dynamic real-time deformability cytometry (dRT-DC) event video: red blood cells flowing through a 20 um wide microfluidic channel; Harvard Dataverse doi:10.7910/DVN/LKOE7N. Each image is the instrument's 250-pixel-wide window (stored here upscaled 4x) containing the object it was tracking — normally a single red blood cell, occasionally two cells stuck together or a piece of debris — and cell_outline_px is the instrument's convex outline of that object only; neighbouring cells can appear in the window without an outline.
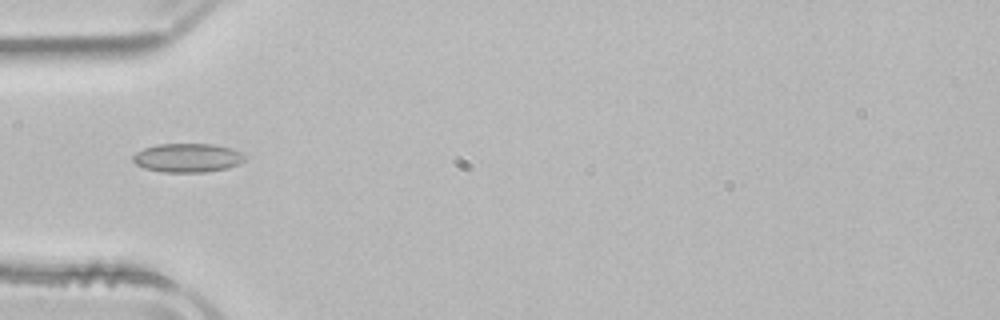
{"species": "common noctule bat (a hibernating species)", "species_latin": "Nyctalus noctula", "temperature_condition": "room temperature", "stored_images_in_passage": 52, "camera_frame_rate_fps": 3000, "um_per_image_px": 0.085, "animal": {"sex": "male", "body_mass_g": 21.5, "forearm_length_mm": 52.0}, "frame": {"image": 1, "passage_image": 17, "time_ms": 5.333, "image_size_px": [1000, 320], "cell_outline_px": [[248, 156], [240, 164], [228, 168], [204, 172], [164, 172], [144, 168], [136, 164], [132, 160], [132, 156], [136, 152], [144, 148], [156, 144], [212, 144], [232, 148]], "centroid_in_image_um": [15.96, 13.41], "position_along_channel_um": 69.0, "area_um2": 18.96}}
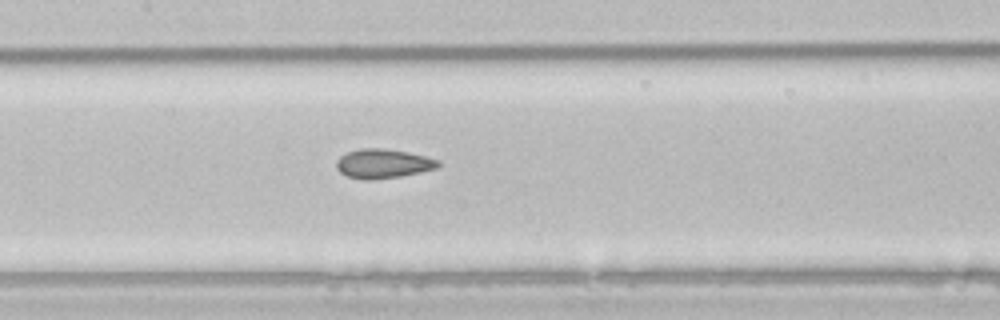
{"frame": {"image": 2, "passage_image": 25, "time_ms": 8.0, "image_size_px": [1000, 320], "cell_outline_px": [[440, 164], [436, 168], [420, 172], [400, 176], [368, 180], [364, 180], [348, 176], [340, 172], [336, 168], [336, 160], [340, 156], [348, 152], [360, 148], [384, 148], [408, 152], [440, 160]], "centroid_in_image_um": [32.54, 13.9], "position_along_channel_um": 174.9, "area_um2": 17.28}}
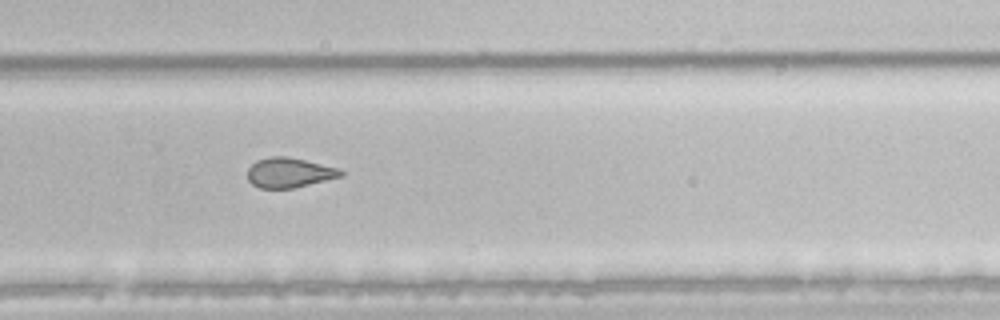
{"frame": {"image": 3, "passage_image": 35, "time_ms": 11.333, "image_size_px": [1000, 320], "cell_outline_px": [[344, 176], [292, 188], [260, 188], [252, 184], [248, 180], [248, 168], [256, 160], [272, 156], [284, 156], [304, 160], [340, 168], [344, 172]], "centroid_in_image_um": [24.6, 14.67], "position_along_channel_um": 305.2, "area_um2": 16.18}, "authors_computed_cell_mechanics": {"area_um2": 18.785, "velocity_mm_per_s": 3.9336, "shape_relaxation_time_tau1_ms": null, "shape_relaxation_time_tau2_ms": 2.386, "deformation_change_tau1": null, "deformation_change_tau2": 0.0636}}